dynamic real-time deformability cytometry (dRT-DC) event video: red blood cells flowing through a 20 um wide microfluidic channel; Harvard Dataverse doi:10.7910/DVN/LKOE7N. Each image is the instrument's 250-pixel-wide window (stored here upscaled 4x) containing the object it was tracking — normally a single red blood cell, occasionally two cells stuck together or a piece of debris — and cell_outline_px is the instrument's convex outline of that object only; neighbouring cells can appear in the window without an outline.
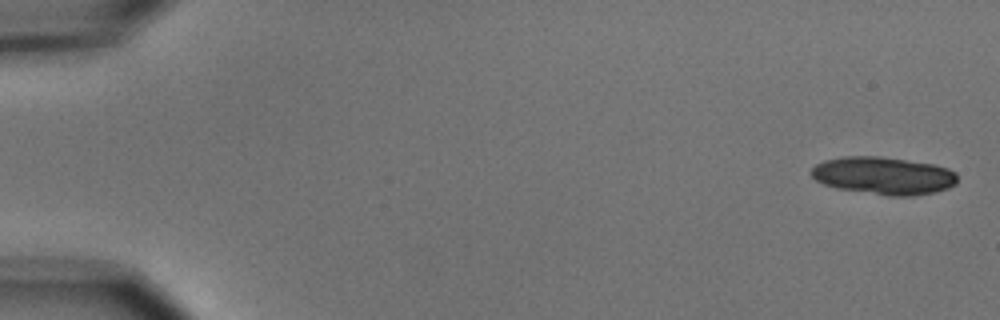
{"species": "common noctule bat (a hibernating species)", "species_latin": "Nyctalus noctula", "temperature_condition": "cold", "stored_images_in_passage": 8, "segment_of_instrument_passage": [1, 2], "camera_frame_rate_fps": 3000, "um_per_image_px": 0.085, "animal": {"sex": "male", "body_mass_g": 15.6}, "frame": {"image": 1, "passage_image": 1, "time_ms": 0.0, "image_size_px": [1000, 320], "cell_outline_px": [[956, 184], [948, 188], [936, 192], [912, 196], [888, 196], [836, 188], [824, 184], [816, 180], [812, 176], [812, 168], [816, 164], [824, 160], [844, 156], [876, 156], [936, 164], [948, 168], [956, 172]], "centroid_in_image_um": [75.12, 14.93], "position_along_channel_um": 9.9, "area_um2": 32.14}}